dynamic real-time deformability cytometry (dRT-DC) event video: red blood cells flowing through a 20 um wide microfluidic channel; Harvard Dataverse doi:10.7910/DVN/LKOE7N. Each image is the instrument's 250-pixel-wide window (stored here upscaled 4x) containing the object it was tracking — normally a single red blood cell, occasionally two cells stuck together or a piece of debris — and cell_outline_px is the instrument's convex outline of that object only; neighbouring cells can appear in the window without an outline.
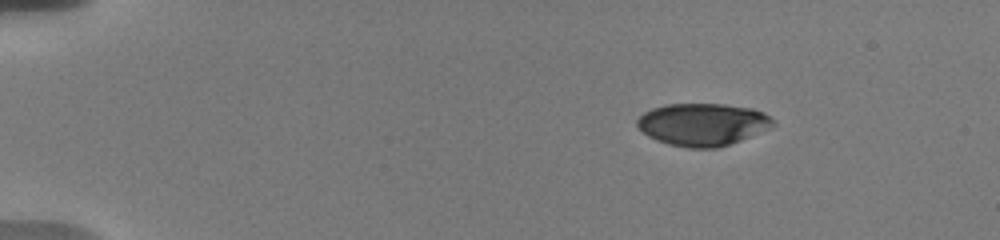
{"species": "human", "species_latin": "Homo sapiens", "temperature_condition": "warm", "stored_images_in_passage": 7, "camera_frame_rate_fps": 3000, "um_per_image_px": 0.085, "donor": {"sex": "male"}, "frame": {"image": 1, "passage_image": 1, "time_ms": 0.0, "image_size_px": [1000, 240], "cell_outline_px": [[776, 124], [768, 128], [740, 140], [716, 148], [688, 148], [668, 144], [656, 140], [648, 136], [636, 124], [636, 120], [644, 112], [652, 108], [668, 104], [724, 104], [752, 108], [764, 112]], "centroid_in_image_um": [59.7, 10.57], "position_along_channel_um": 25.3, "area_um2": 33.35}}
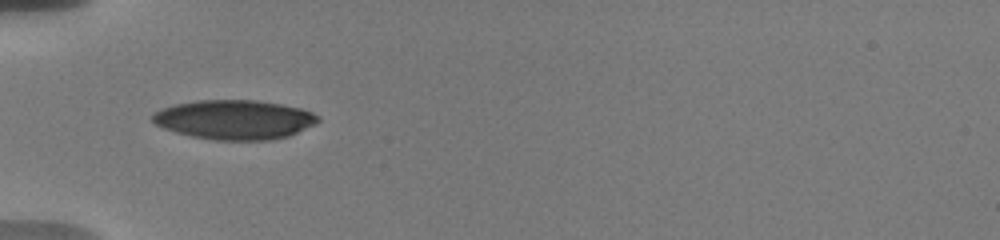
{"frame": {"image": 2, "passage_image": 5, "time_ms": 3.667, "image_size_px": [1000, 240], "cell_outline_px": [[320, 120], [288, 136], [272, 140], [216, 140], [192, 136], [176, 132], [164, 128], [156, 124], [152, 120], [152, 116], [160, 108], [172, 104], [196, 100], [256, 100], [280, 104], [300, 108], [312, 112], [320, 116]], "centroid_in_image_um": [19.9, 10.16], "position_along_channel_um": 65.1, "area_um2": 37.86}}
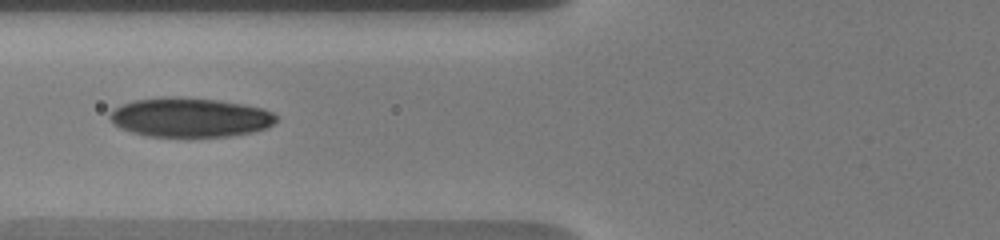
{"frame": {"image": 3, "passage_image": 6, "time_ms": 5.0, "image_size_px": [1000, 240], "cell_outline_px": [[276, 120], [272, 124], [264, 128], [252, 132], [228, 136], [148, 136], [132, 132], [120, 128], [108, 116], [112, 108], [120, 104], [132, 100], [160, 96], [184, 96], [220, 100], [244, 104], [264, 108], [272, 112], [276, 116]], "centroid_in_image_um": [16.11, 9.94], "position_along_channel_um": 109.7, "area_um2": 38.44}}